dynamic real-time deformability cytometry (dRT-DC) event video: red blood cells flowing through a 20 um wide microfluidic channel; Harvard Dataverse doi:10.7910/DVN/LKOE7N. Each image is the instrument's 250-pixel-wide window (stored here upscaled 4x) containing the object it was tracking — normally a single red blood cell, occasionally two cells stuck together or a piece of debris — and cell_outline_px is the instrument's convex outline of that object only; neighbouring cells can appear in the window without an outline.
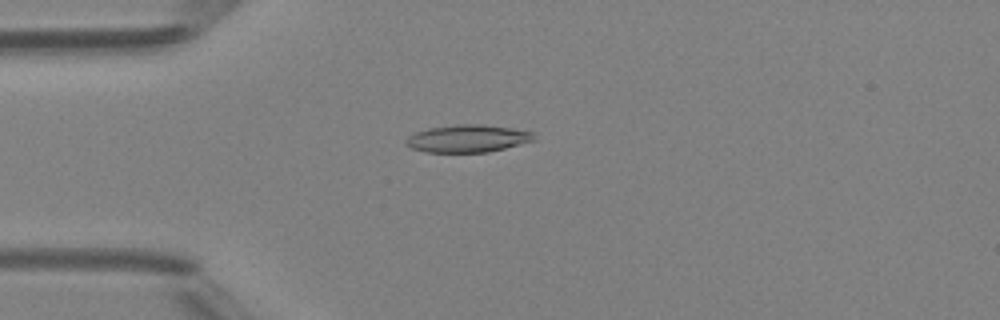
{"species": "Egyptian fruit bat (a non-hibernating species)", "species_latin": "Rousettus aegyptiacus", "temperature_condition": "room temperature", "stored_images_in_passage": 49, "camera_frame_rate_fps": 3000, "um_per_image_px": 0.085, "animal": {"sex": "female"}, "frame": {"image": 1, "passage_image": 13, "time_ms": 4.0, "image_size_px": [1000, 320], "cell_outline_px": [[536, 140], [488, 152], [424, 152], [412, 148], [404, 144], [404, 140], [408, 136], [416, 132], [428, 128], [456, 124], [480, 124], [508, 128], [532, 132]], "centroid_in_image_um": [39.69, 11.78], "position_along_channel_um": 45.3, "area_um2": 20.4}}
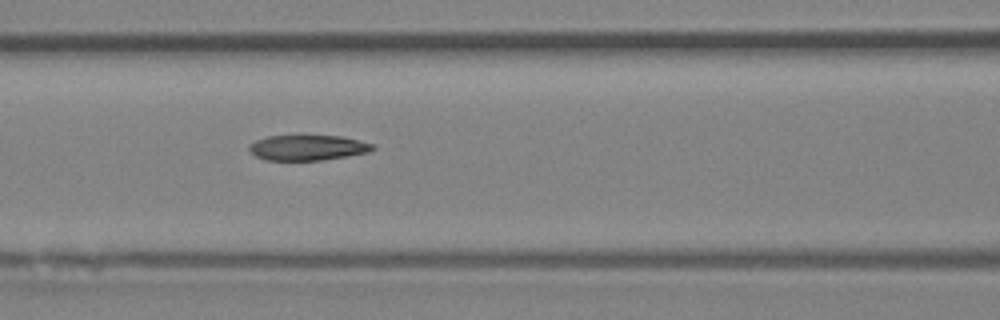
{"frame": {"image": 2, "passage_image": 21, "time_ms": 6.667, "image_size_px": [1000, 320], "cell_outline_px": [[376, 148], [368, 152], [348, 156], [320, 160], [268, 160], [256, 156], [248, 148], [256, 140], [268, 136], [300, 132], [340, 136], [376, 144]], "centroid_in_image_um": [26.18, 12.49], "position_along_channel_um": 140.4, "area_um2": 19.07}}
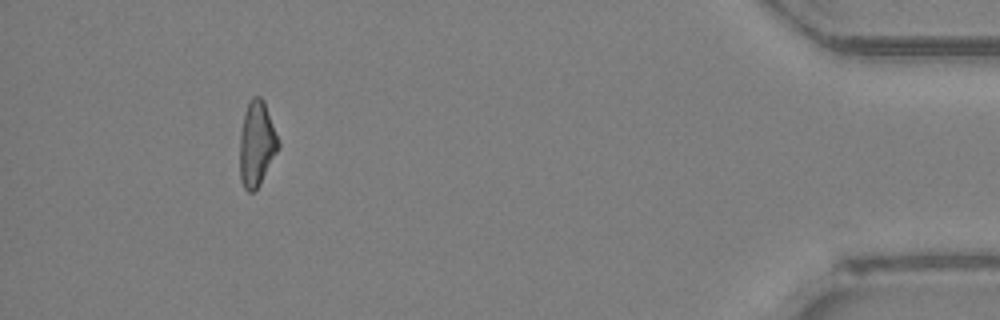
{"frame": {"image": 3, "passage_image": 45, "time_ms": 14.667, "image_size_px": [1000, 320], "cell_outline_px": [[280, 148], [260, 184], [252, 192], [248, 192], [244, 188], [240, 180], [240, 136], [244, 116], [248, 100], [252, 96], [260, 96], [264, 100], [280, 144]], "centroid_in_image_um": [21.82, 12.23], "position_along_channel_um": 413.4, "area_um2": 19.13}, "authors_computed_cell_mechanics": {"area_um2": 19.1896, "velocity_mm_per_s": 4.2264, "shape_relaxation_time_tau1_ms": null, "shape_relaxation_time_tau2_ms": 3.479, "deformation_change_tau1": null, "deformation_change_tau2": 0.1171}}